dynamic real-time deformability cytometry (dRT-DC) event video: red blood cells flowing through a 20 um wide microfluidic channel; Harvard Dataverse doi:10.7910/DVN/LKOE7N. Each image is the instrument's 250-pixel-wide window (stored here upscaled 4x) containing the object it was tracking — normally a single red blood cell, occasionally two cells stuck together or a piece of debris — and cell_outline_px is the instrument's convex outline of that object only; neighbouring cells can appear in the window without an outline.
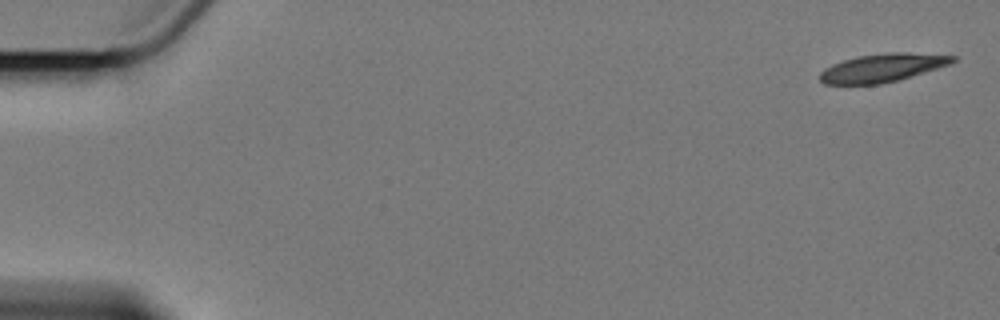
{"species": "Egyptian fruit bat (a non-hibernating species)", "species_latin": "Rousettus aegyptiacus", "temperature_condition": "cold", "stored_images_in_passage": 6, "camera_frame_rate_fps": 3000, "um_per_image_px": 0.085, "animal": {"sex": "female"}, "frame": {"image": 1, "passage_image": 1, "time_ms": 0.0, "image_size_px": [1000, 320], "cell_outline_px": [[956, 60], [952, 64], [912, 76], [880, 84], [824, 84], [820, 80], [820, 72], [824, 68], [832, 64], [856, 56], [884, 52], [908, 52], [956, 56]], "centroid_in_image_um": [75.02, 5.75], "position_along_channel_um": 10.0, "area_um2": 21.96}}
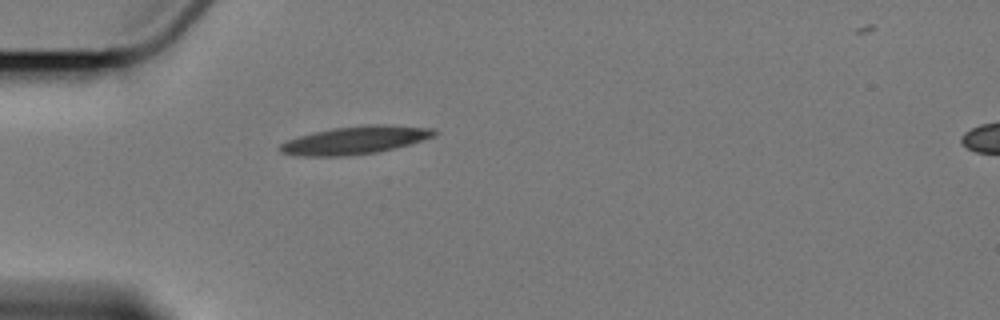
{"frame": {"image": 2, "passage_image": 5, "time_ms": 5.333, "image_size_px": [1000, 320], "cell_outline_px": [[440, 132], [436, 136], [408, 144], [376, 152], [344, 156], [296, 156], [280, 152], [276, 148], [280, 144], [288, 140], [312, 132], [332, 128], [364, 124], [388, 124], [436, 128]], "centroid_in_image_um": [30.2, 11.9], "position_along_channel_um": 54.8, "area_um2": 25.37}}